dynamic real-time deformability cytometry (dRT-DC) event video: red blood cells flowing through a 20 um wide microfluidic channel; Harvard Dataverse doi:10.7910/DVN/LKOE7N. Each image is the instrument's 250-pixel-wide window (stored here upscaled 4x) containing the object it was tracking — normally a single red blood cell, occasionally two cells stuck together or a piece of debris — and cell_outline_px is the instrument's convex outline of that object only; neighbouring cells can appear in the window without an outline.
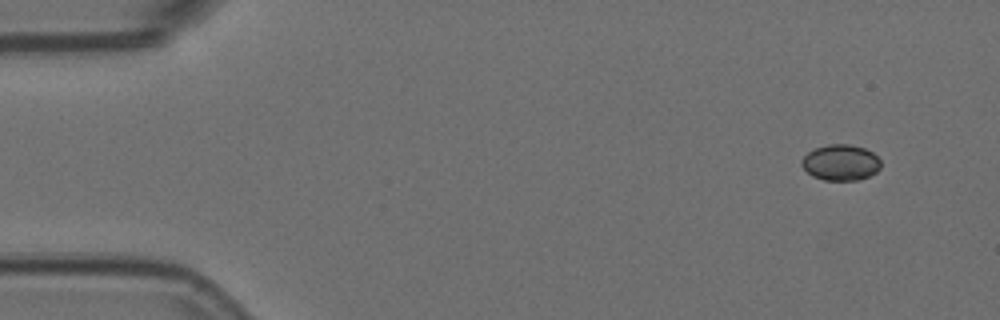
{"species": "Egyptian fruit bat (a non-hibernating species)", "species_latin": "Rousettus aegyptiacus", "temperature_condition": "room temperature", "stored_images_in_passage": 6, "camera_frame_rate_fps": 3000, "um_per_image_px": 0.085, "animal": {"sex": "female"}, "frame": {"image": 1, "passage_image": 1, "time_ms": 0.0, "image_size_px": [1000, 320], "cell_outline_px": [[880, 168], [876, 172], [868, 176], [856, 180], [824, 180], [812, 176], [800, 164], [800, 160], [808, 152], [816, 148], [828, 144], [848, 144], [864, 148], [872, 152], [880, 160]], "centroid_in_image_um": [71.44, 13.81], "position_along_channel_um": 13.6, "area_um2": 16.47}}